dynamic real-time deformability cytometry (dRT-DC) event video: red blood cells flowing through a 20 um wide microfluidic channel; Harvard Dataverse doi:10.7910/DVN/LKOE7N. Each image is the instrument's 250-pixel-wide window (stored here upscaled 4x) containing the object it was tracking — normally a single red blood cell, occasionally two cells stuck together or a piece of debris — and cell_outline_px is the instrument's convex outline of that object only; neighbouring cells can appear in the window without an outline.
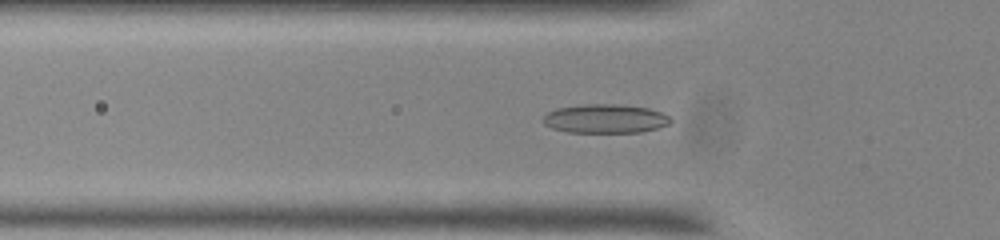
{"species": "common noctule bat (a hibernating species)", "species_latin": "Nyctalus noctula", "temperature_condition": "room temperature", "stored_images_in_passage": 49, "camera_frame_rate_fps": 3000, "um_per_image_px": 0.085, "animal": {"sex": "male", "body_mass_g": 20.0, "forearm_length_mm": 53.3}, "frame": {"image": 1, "passage_image": 12, "time_ms": 3.667, "image_size_px": [1000, 240], "cell_outline_px": [[672, 120], [668, 124], [656, 128], [640, 132], [568, 132], [552, 128], [544, 124], [544, 116], [548, 112], [556, 108], [584, 104], [616, 104], [648, 108], [660, 112], [668, 116]], "centroid_in_image_um": [51.42, 10.08], "position_along_channel_um": 74.4, "area_um2": 21.27}}
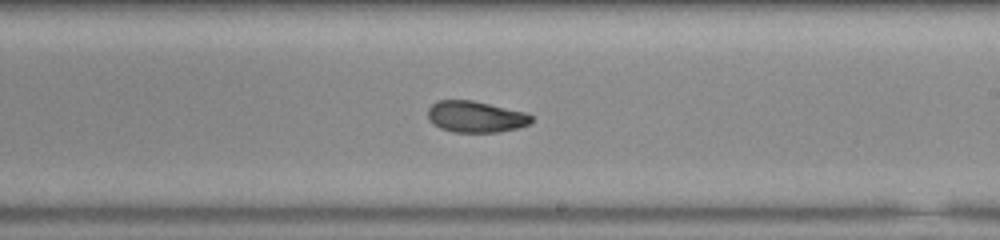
{"frame": {"image": 2, "passage_image": 26, "time_ms": 8.333, "image_size_px": [1000, 240], "cell_outline_px": [[532, 120], [528, 124], [516, 128], [500, 132], [452, 132], [440, 128], [432, 124], [428, 120], [428, 108], [436, 100], [472, 100], [524, 112], [532, 116]], "centroid_in_image_um": [40.37, 9.92], "position_along_channel_um": 248.6, "area_um2": 18.9}}
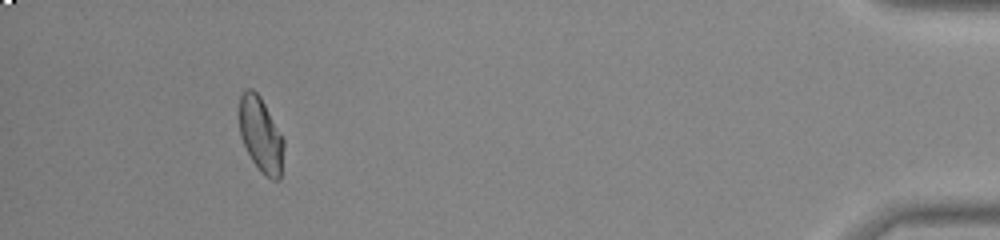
{"frame": {"image": 3, "passage_image": 45, "time_ms": 14.667, "image_size_px": [1000, 240], "cell_outline_px": [[284, 148], [280, 180], [272, 180], [264, 176], [260, 172], [252, 160], [240, 136], [240, 96], [244, 88], [252, 88], [260, 96], [284, 140]], "centroid_in_image_um": [22.17, 11.48], "position_along_channel_um": 413.0, "area_um2": 19.36}}